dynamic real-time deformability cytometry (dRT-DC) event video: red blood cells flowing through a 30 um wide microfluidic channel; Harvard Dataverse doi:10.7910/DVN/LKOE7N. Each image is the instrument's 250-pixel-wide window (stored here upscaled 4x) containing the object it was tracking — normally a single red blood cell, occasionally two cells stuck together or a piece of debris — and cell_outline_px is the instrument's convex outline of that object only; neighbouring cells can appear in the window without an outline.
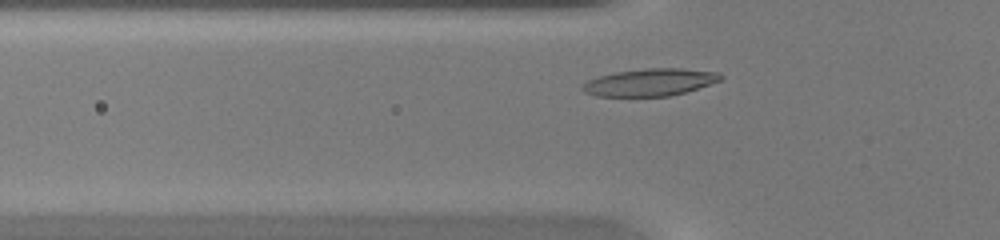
{"species": "common noctule bat (a hibernating species)", "species_latin": "Nyctalus noctula", "temperature_condition": "warm", "stored_images_in_passage": 38, "camera_frame_rate_fps": 3000, "um_per_image_px": 0.085, "animal": {"sex": "female", "body_mass_g": 20.0, "forearm_length_mm": 54.0}, "frame": {"image": 1, "passage_image": 6, "time_ms": 1.667, "image_size_px": [1000, 240], "cell_outline_px": [[724, 76], [720, 80], [684, 92], [668, 96], [596, 96], [584, 92], [580, 88], [580, 84], [588, 80], [600, 76], [616, 72], [644, 68], [680, 68], [720, 72]], "centroid_in_image_um": [55.21, 6.98], "position_along_channel_um": 70.6, "area_um2": 21.91}}
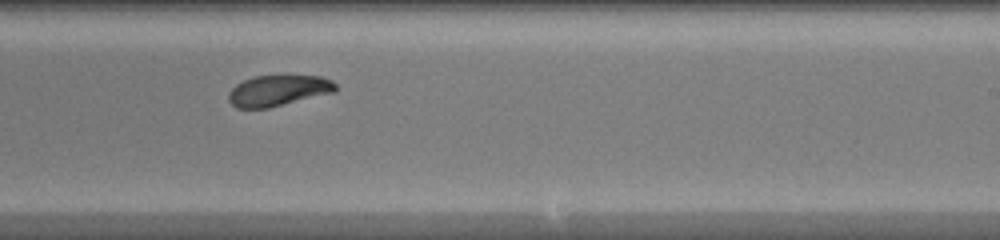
{"frame": {"image": 2, "passage_image": 20, "time_ms": 6.333, "image_size_px": [1000, 240], "cell_outline_px": [[336, 92], [268, 108], [236, 108], [228, 100], [228, 92], [236, 84], [244, 80], [256, 76], [320, 76], [332, 80], [336, 84]], "centroid_in_image_um": [23.65, 7.7], "position_along_channel_um": 265.4, "area_um2": 19.25}}
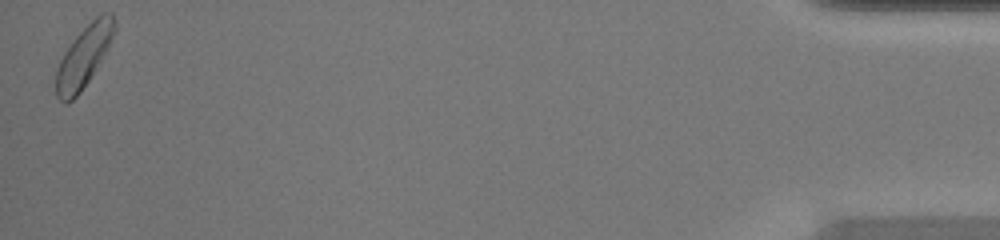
{"frame": {"image": 3, "passage_image": 38, "time_ms": 12.333, "image_size_px": [1000, 240], "cell_outline_px": [[116, 32], [88, 80], [80, 92], [72, 100], [64, 104], [56, 96], [56, 72], [60, 60], [64, 52], [72, 40], [100, 12], [112, 12], [116, 28]], "centroid_in_image_um": [7.11, 4.78], "position_along_channel_um": 428.1, "area_um2": 20.46}, "authors_computed_cell_mechanics": {"area_um2": 20.1722, "velocity_mm_per_s": 4.1952, "shape_relaxation_time_tau1_ms": 1.3501, "shape_relaxation_time_tau2_ms": 11.3051, "deformation_change_tau1": 0.1226, "deformation_change_tau2": 0.1741}}